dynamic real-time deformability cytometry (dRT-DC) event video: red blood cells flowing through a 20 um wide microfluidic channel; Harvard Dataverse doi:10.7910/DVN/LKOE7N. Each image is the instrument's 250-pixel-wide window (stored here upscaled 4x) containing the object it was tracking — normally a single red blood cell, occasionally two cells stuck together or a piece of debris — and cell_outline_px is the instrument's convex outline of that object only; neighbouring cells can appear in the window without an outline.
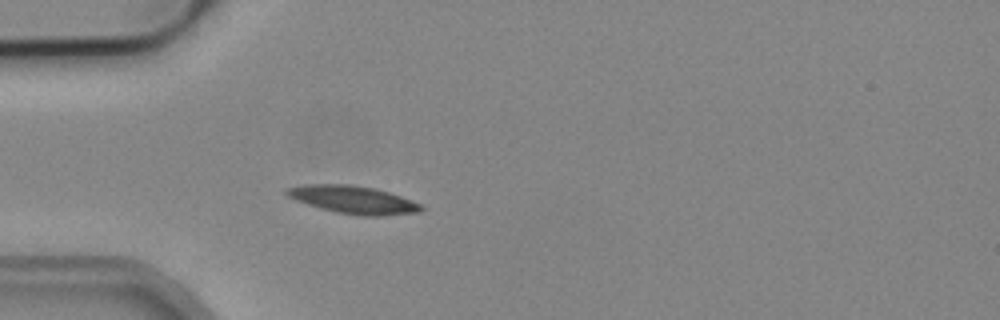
{"species": "common noctule bat (a hibernating species)", "species_latin": "Nyctalus noctula", "temperature_condition": "cold", "stored_images_in_passage": 5, "camera_frame_rate_fps": 3000, "um_per_image_px": 0.085, "animal": {"sex": "male", "body_mass_g": 19.2, "forearm_length_mm": 51.8}, "frame": {"image": 1, "passage_image": 5, "time_ms": 1.333, "image_size_px": [1000, 320], "cell_outline_px": [[424, 208], [420, 212], [380, 216], [360, 216], [336, 212], [320, 208], [296, 200], [288, 196], [284, 192], [284, 188], [308, 184], [348, 184], [372, 188], [388, 192], [400, 196], [420, 204]], "centroid_in_image_um": [30.0, 16.98], "position_along_channel_um": 55.0, "area_um2": 21.62}}